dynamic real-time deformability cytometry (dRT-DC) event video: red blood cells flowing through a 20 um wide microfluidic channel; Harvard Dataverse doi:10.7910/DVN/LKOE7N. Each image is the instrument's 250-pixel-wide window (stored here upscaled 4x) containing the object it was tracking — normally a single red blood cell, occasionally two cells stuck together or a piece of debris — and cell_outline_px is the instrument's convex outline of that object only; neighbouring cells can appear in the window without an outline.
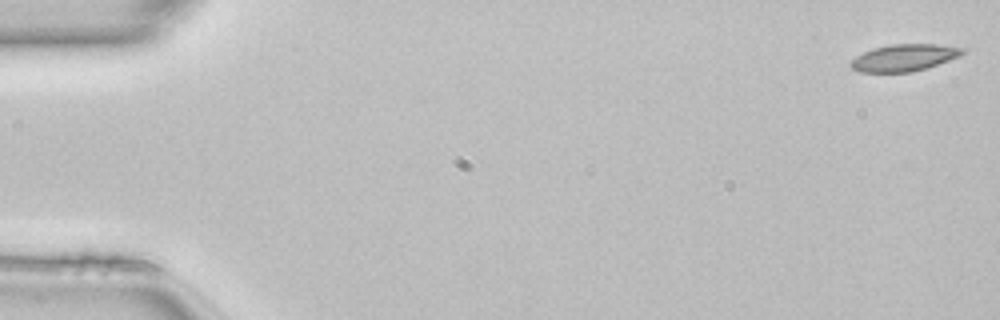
{"species": "common noctule bat (a hibernating species)", "species_latin": "Nyctalus noctula", "temperature_condition": "room temperature", "stored_images_in_passage": 50, "camera_frame_rate_fps": 3000, "um_per_image_px": 0.085, "animal": {"sex": "female", "body_mass_g": 22.7, "forearm_length_mm": 54.2}, "frame": {"image": 1, "passage_image": 1, "time_ms": 0.0, "image_size_px": [1000, 320], "cell_outline_px": [[968, 48], [960, 56], [912, 72], [860, 72], [852, 68], [848, 64], [856, 56], [872, 48], [892, 44], [936, 44]], "centroid_in_image_um": [76.84, 4.89], "position_along_channel_um": 8.2, "area_um2": 17.46}}
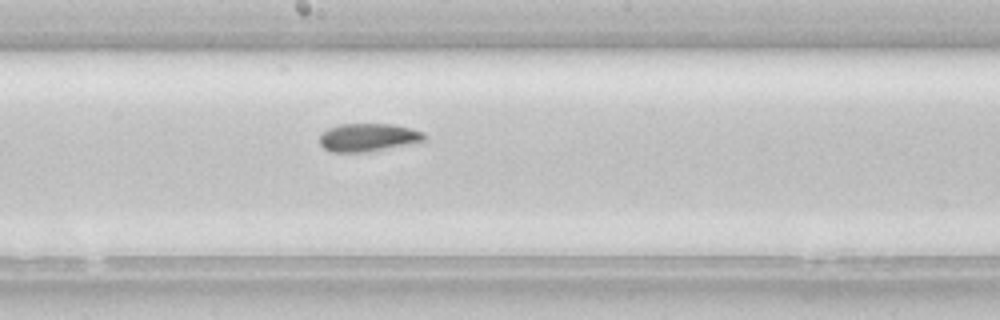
{"frame": {"image": 2, "passage_image": 27, "time_ms": 8.667, "image_size_px": [1000, 320], "cell_outline_px": [[424, 140], [364, 152], [332, 152], [324, 148], [320, 144], [320, 136], [328, 128], [340, 124], [392, 124], [424, 132]], "centroid_in_image_um": [31.22, 11.67], "position_along_channel_um": 217.0, "area_um2": 16.59}}
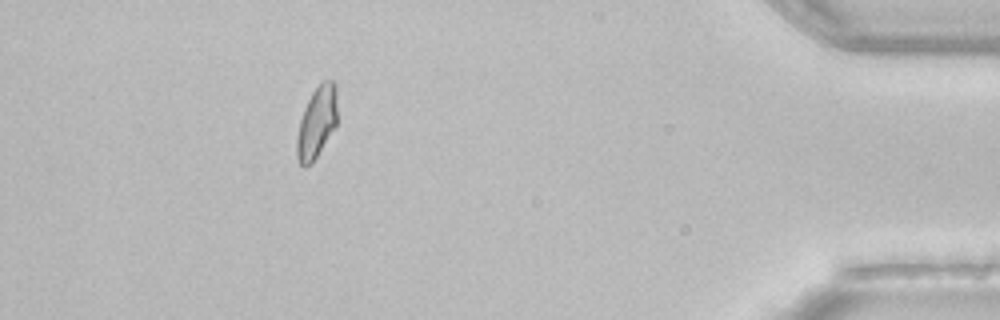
{"frame": {"image": 3, "passage_image": 45, "time_ms": 14.667, "image_size_px": [1000, 320], "cell_outline_px": [[336, 124], [312, 164], [304, 168], [300, 164], [296, 156], [296, 136], [300, 120], [304, 108], [312, 92], [324, 80], [332, 80], [336, 84]], "centroid_in_image_um": [26.89, 10.43], "position_along_channel_um": 408.3, "area_um2": 16.76}, "authors_computed_cell_mechanics": {"area_um2": 17.34, "velocity_mm_per_s": 4.1157, "shape_relaxation_time_tau1_ms": null, "shape_relaxation_time_tau2_ms": 6.3314, "deformation_change_tau1": null, "deformation_change_tau2": 0.0876}}